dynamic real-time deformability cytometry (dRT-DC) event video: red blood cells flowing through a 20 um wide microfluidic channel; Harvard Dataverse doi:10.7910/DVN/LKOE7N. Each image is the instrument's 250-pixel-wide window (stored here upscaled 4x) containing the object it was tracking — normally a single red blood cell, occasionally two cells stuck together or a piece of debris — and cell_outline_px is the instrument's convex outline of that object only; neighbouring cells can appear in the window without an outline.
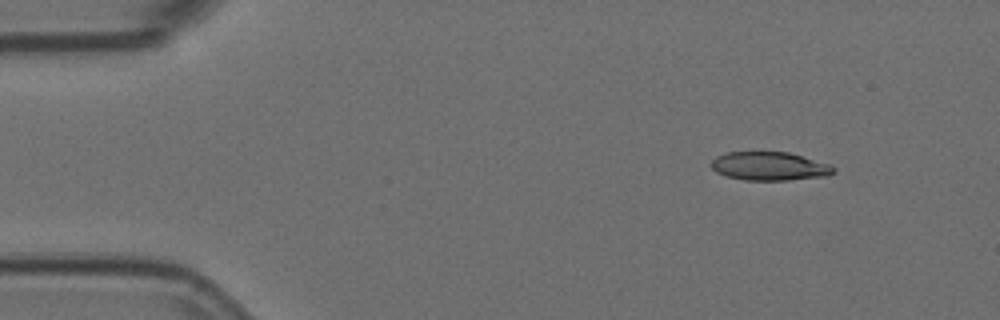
{"species": "Egyptian fruit bat (a non-hibernating species)", "species_latin": "Rousettus aegyptiacus", "temperature_condition": "room temperature", "stored_images_in_passage": 5, "camera_frame_rate_fps": 3000, "um_per_image_px": 0.085, "animal": {"sex": "female"}, "frame": {"image": 1, "passage_image": 2, "time_ms": 0.333, "image_size_px": [1000, 320], "cell_outline_px": [[836, 172], [828, 176], [788, 180], [744, 180], [728, 176], [716, 172], [712, 168], [712, 160], [716, 156], [724, 152], [788, 152], [832, 164], [836, 168]], "centroid_in_image_um": [65.46, 14.12], "position_along_channel_um": 19.5, "area_um2": 20.52}}
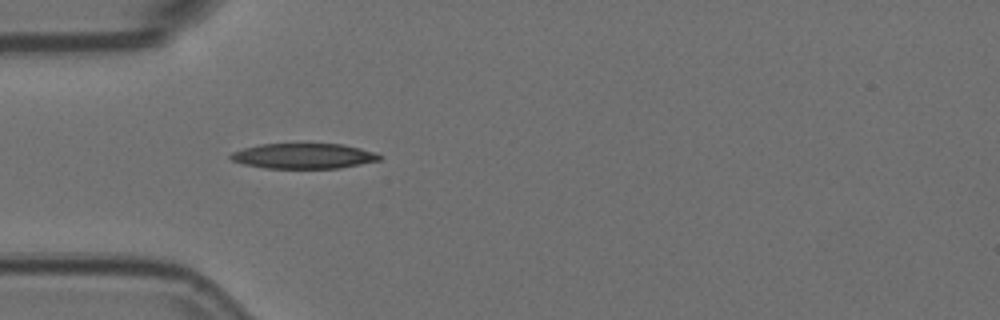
{"frame": {"image": 2, "passage_image": 5, "time_ms": 1.333, "image_size_px": [1000, 320], "cell_outline_px": [[384, 156], [380, 160], [340, 168], [264, 168], [244, 164], [232, 160], [228, 156], [232, 152], [244, 148], [260, 144], [344, 144], [376, 152]], "centroid_in_image_um": [25.83, 13.26], "position_along_channel_um": 59.2, "area_um2": 21.96}}